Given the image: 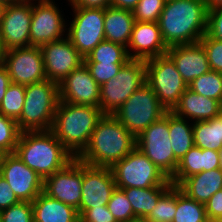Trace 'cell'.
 Listing matches in <instances>:
<instances>
[{
	"label": "cell",
	"mask_w": 222,
	"mask_h": 222,
	"mask_svg": "<svg viewBox=\"0 0 222 222\" xmlns=\"http://www.w3.org/2000/svg\"><path fill=\"white\" fill-rule=\"evenodd\" d=\"M208 9L204 0L166 1L158 24L167 47L194 44L207 32Z\"/></svg>",
	"instance_id": "6da1fadb"
},
{
	"label": "cell",
	"mask_w": 222,
	"mask_h": 222,
	"mask_svg": "<svg viewBox=\"0 0 222 222\" xmlns=\"http://www.w3.org/2000/svg\"><path fill=\"white\" fill-rule=\"evenodd\" d=\"M135 147L136 138L114 115L104 114L77 159L91 166L111 167Z\"/></svg>",
	"instance_id": "7a4b0ae2"
},
{
	"label": "cell",
	"mask_w": 222,
	"mask_h": 222,
	"mask_svg": "<svg viewBox=\"0 0 222 222\" xmlns=\"http://www.w3.org/2000/svg\"><path fill=\"white\" fill-rule=\"evenodd\" d=\"M103 115L99 107L59 101L50 131L77 158Z\"/></svg>",
	"instance_id": "3957f363"
},
{
	"label": "cell",
	"mask_w": 222,
	"mask_h": 222,
	"mask_svg": "<svg viewBox=\"0 0 222 222\" xmlns=\"http://www.w3.org/2000/svg\"><path fill=\"white\" fill-rule=\"evenodd\" d=\"M14 153L43 179L75 159L50 130L21 132Z\"/></svg>",
	"instance_id": "277c9868"
},
{
	"label": "cell",
	"mask_w": 222,
	"mask_h": 222,
	"mask_svg": "<svg viewBox=\"0 0 222 222\" xmlns=\"http://www.w3.org/2000/svg\"><path fill=\"white\" fill-rule=\"evenodd\" d=\"M59 101V84L53 81L26 85L23 109L17 120L19 130H51Z\"/></svg>",
	"instance_id": "5b68a950"
},
{
	"label": "cell",
	"mask_w": 222,
	"mask_h": 222,
	"mask_svg": "<svg viewBox=\"0 0 222 222\" xmlns=\"http://www.w3.org/2000/svg\"><path fill=\"white\" fill-rule=\"evenodd\" d=\"M118 188L172 186L170 179L137 147L110 167Z\"/></svg>",
	"instance_id": "8992f818"
},
{
	"label": "cell",
	"mask_w": 222,
	"mask_h": 222,
	"mask_svg": "<svg viewBox=\"0 0 222 222\" xmlns=\"http://www.w3.org/2000/svg\"><path fill=\"white\" fill-rule=\"evenodd\" d=\"M166 112L154 91L145 83L113 115L136 138Z\"/></svg>",
	"instance_id": "52a82bcc"
},
{
	"label": "cell",
	"mask_w": 222,
	"mask_h": 222,
	"mask_svg": "<svg viewBox=\"0 0 222 222\" xmlns=\"http://www.w3.org/2000/svg\"><path fill=\"white\" fill-rule=\"evenodd\" d=\"M145 83V60L130 59L115 77L100 85L99 108L104 114L113 115Z\"/></svg>",
	"instance_id": "ba28073f"
},
{
	"label": "cell",
	"mask_w": 222,
	"mask_h": 222,
	"mask_svg": "<svg viewBox=\"0 0 222 222\" xmlns=\"http://www.w3.org/2000/svg\"><path fill=\"white\" fill-rule=\"evenodd\" d=\"M145 63L146 83L154 91L160 104L167 111H172L188 88L187 84L167 54L148 59Z\"/></svg>",
	"instance_id": "9c48e42d"
},
{
	"label": "cell",
	"mask_w": 222,
	"mask_h": 222,
	"mask_svg": "<svg viewBox=\"0 0 222 222\" xmlns=\"http://www.w3.org/2000/svg\"><path fill=\"white\" fill-rule=\"evenodd\" d=\"M139 148L169 179L174 176L178 160L169 137V111L136 137Z\"/></svg>",
	"instance_id": "30bf717a"
},
{
	"label": "cell",
	"mask_w": 222,
	"mask_h": 222,
	"mask_svg": "<svg viewBox=\"0 0 222 222\" xmlns=\"http://www.w3.org/2000/svg\"><path fill=\"white\" fill-rule=\"evenodd\" d=\"M74 19L67 24V38L85 58L100 42L105 40V9L71 7ZM70 25V26H69Z\"/></svg>",
	"instance_id": "8fae6325"
},
{
	"label": "cell",
	"mask_w": 222,
	"mask_h": 222,
	"mask_svg": "<svg viewBox=\"0 0 222 222\" xmlns=\"http://www.w3.org/2000/svg\"><path fill=\"white\" fill-rule=\"evenodd\" d=\"M53 1L32 0L30 46L41 47L49 42L67 37V34H65V31H67L66 21L63 19L62 11Z\"/></svg>",
	"instance_id": "7c38bea8"
},
{
	"label": "cell",
	"mask_w": 222,
	"mask_h": 222,
	"mask_svg": "<svg viewBox=\"0 0 222 222\" xmlns=\"http://www.w3.org/2000/svg\"><path fill=\"white\" fill-rule=\"evenodd\" d=\"M0 175L6 179L20 201L32 202L43 192L44 179L28 167L15 153L2 154Z\"/></svg>",
	"instance_id": "4fadbf2b"
},
{
	"label": "cell",
	"mask_w": 222,
	"mask_h": 222,
	"mask_svg": "<svg viewBox=\"0 0 222 222\" xmlns=\"http://www.w3.org/2000/svg\"><path fill=\"white\" fill-rule=\"evenodd\" d=\"M32 0L7 4L1 23L0 38L6 50L30 46Z\"/></svg>",
	"instance_id": "5bb4252c"
},
{
	"label": "cell",
	"mask_w": 222,
	"mask_h": 222,
	"mask_svg": "<svg viewBox=\"0 0 222 222\" xmlns=\"http://www.w3.org/2000/svg\"><path fill=\"white\" fill-rule=\"evenodd\" d=\"M4 67L14 84L26 86L47 79L42 52L38 46L7 50Z\"/></svg>",
	"instance_id": "9a60e30c"
},
{
	"label": "cell",
	"mask_w": 222,
	"mask_h": 222,
	"mask_svg": "<svg viewBox=\"0 0 222 222\" xmlns=\"http://www.w3.org/2000/svg\"><path fill=\"white\" fill-rule=\"evenodd\" d=\"M116 187L110 167L91 166L82 162V192L78 210L107 205Z\"/></svg>",
	"instance_id": "2e32d148"
},
{
	"label": "cell",
	"mask_w": 222,
	"mask_h": 222,
	"mask_svg": "<svg viewBox=\"0 0 222 222\" xmlns=\"http://www.w3.org/2000/svg\"><path fill=\"white\" fill-rule=\"evenodd\" d=\"M48 80L60 84L74 69L84 63V57L64 39L49 42L40 47Z\"/></svg>",
	"instance_id": "e0dca14e"
},
{
	"label": "cell",
	"mask_w": 222,
	"mask_h": 222,
	"mask_svg": "<svg viewBox=\"0 0 222 222\" xmlns=\"http://www.w3.org/2000/svg\"><path fill=\"white\" fill-rule=\"evenodd\" d=\"M43 192L78 210L82 192V162L75 158L62 170L46 177Z\"/></svg>",
	"instance_id": "ac0fdd59"
},
{
	"label": "cell",
	"mask_w": 222,
	"mask_h": 222,
	"mask_svg": "<svg viewBox=\"0 0 222 222\" xmlns=\"http://www.w3.org/2000/svg\"><path fill=\"white\" fill-rule=\"evenodd\" d=\"M59 100L99 107L100 85L93 79L85 63L74 69L59 84Z\"/></svg>",
	"instance_id": "d6986e66"
},
{
	"label": "cell",
	"mask_w": 222,
	"mask_h": 222,
	"mask_svg": "<svg viewBox=\"0 0 222 222\" xmlns=\"http://www.w3.org/2000/svg\"><path fill=\"white\" fill-rule=\"evenodd\" d=\"M167 50L158 22L135 21L127 46L130 59L146 61L166 54Z\"/></svg>",
	"instance_id": "ffe728a7"
},
{
	"label": "cell",
	"mask_w": 222,
	"mask_h": 222,
	"mask_svg": "<svg viewBox=\"0 0 222 222\" xmlns=\"http://www.w3.org/2000/svg\"><path fill=\"white\" fill-rule=\"evenodd\" d=\"M166 54L174 62L187 86L194 79L211 70L206 52L199 42L170 46Z\"/></svg>",
	"instance_id": "44dd1931"
},
{
	"label": "cell",
	"mask_w": 222,
	"mask_h": 222,
	"mask_svg": "<svg viewBox=\"0 0 222 222\" xmlns=\"http://www.w3.org/2000/svg\"><path fill=\"white\" fill-rule=\"evenodd\" d=\"M222 104L214 99L207 98L187 88L180 97L178 104L172 112L181 118L193 122L206 121L217 118L221 112Z\"/></svg>",
	"instance_id": "7402d4cb"
},
{
	"label": "cell",
	"mask_w": 222,
	"mask_h": 222,
	"mask_svg": "<svg viewBox=\"0 0 222 222\" xmlns=\"http://www.w3.org/2000/svg\"><path fill=\"white\" fill-rule=\"evenodd\" d=\"M178 187L191 199L205 204L211 196L222 189V168L186 177Z\"/></svg>",
	"instance_id": "603a6c76"
},
{
	"label": "cell",
	"mask_w": 222,
	"mask_h": 222,
	"mask_svg": "<svg viewBox=\"0 0 222 222\" xmlns=\"http://www.w3.org/2000/svg\"><path fill=\"white\" fill-rule=\"evenodd\" d=\"M34 222H79L77 209L41 192L33 201Z\"/></svg>",
	"instance_id": "cb8c5ba5"
},
{
	"label": "cell",
	"mask_w": 222,
	"mask_h": 222,
	"mask_svg": "<svg viewBox=\"0 0 222 222\" xmlns=\"http://www.w3.org/2000/svg\"><path fill=\"white\" fill-rule=\"evenodd\" d=\"M135 18L132 11L114 7L105 8V40L128 46Z\"/></svg>",
	"instance_id": "d4e9b609"
},
{
	"label": "cell",
	"mask_w": 222,
	"mask_h": 222,
	"mask_svg": "<svg viewBox=\"0 0 222 222\" xmlns=\"http://www.w3.org/2000/svg\"><path fill=\"white\" fill-rule=\"evenodd\" d=\"M171 186H156L151 188H121L131 203L136 218H146L159 201L160 197Z\"/></svg>",
	"instance_id": "484cf974"
},
{
	"label": "cell",
	"mask_w": 222,
	"mask_h": 222,
	"mask_svg": "<svg viewBox=\"0 0 222 222\" xmlns=\"http://www.w3.org/2000/svg\"><path fill=\"white\" fill-rule=\"evenodd\" d=\"M169 137L175 158L179 161L193 146V124L169 111Z\"/></svg>",
	"instance_id": "4316f807"
},
{
	"label": "cell",
	"mask_w": 222,
	"mask_h": 222,
	"mask_svg": "<svg viewBox=\"0 0 222 222\" xmlns=\"http://www.w3.org/2000/svg\"><path fill=\"white\" fill-rule=\"evenodd\" d=\"M193 123L194 145L201 149L220 151L222 138L220 132V114L217 118Z\"/></svg>",
	"instance_id": "83f0119b"
},
{
	"label": "cell",
	"mask_w": 222,
	"mask_h": 222,
	"mask_svg": "<svg viewBox=\"0 0 222 222\" xmlns=\"http://www.w3.org/2000/svg\"><path fill=\"white\" fill-rule=\"evenodd\" d=\"M129 60L127 47L104 40L84 58V63L126 64Z\"/></svg>",
	"instance_id": "f1b7e54d"
},
{
	"label": "cell",
	"mask_w": 222,
	"mask_h": 222,
	"mask_svg": "<svg viewBox=\"0 0 222 222\" xmlns=\"http://www.w3.org/2000/svg\"><path fill=\"white\" fill-rule=\"evenodd\" d=\"M173 222H209L205 204L191 199L176 186V212Z\"/></svg>",
	"instance_id": "f546056e"
},
{
	"label": "cell",
	"mask_w": 222,
	"mask_h": 222,
	"mask_svg": "<svg viewBox=\"0 0 222 222\" xmlns=\"http://www.w3.org/2000/svg\"><path fill=\"white\" fill-rule=\"evenodd\" d=\"M193 92L222 104V74L213 70L197 77L188 86Z\"/></svg>",
	"instance_id": "4dcf8cb0"
},
{
	"label": "cell",
	"mask_w": 222,
	"mask_h": 222,
	"mask_svg": "<svg viewBox=\"0 0 222 222\" xmlns=\"http://www.w3.org/2000/svg\"><path fill=\"white\" fill-rule=\"evenodd\" d=\"M202 172V149L193 146L178 162L174 176L170 179L178 186L186 177Z\"/></svg>",
	"instance_id": "1f68e13d"
},
{
	"label": "cell",
	"mask_w": 222,
	"mask_h": 222,
	"mask_svg": "<svg viewBox=\"0 0 222 222\" xmlns=\"http://www.w3.org/2000/svg\"><path fill=\"white\" fill-rule=\"evenodd\" d=\"M24 99L25 85L11 83L0 104V113L17 121L21 116Z\"/></svg>",
	"instance_id": "d6a6232c"
},
{
	"label": "cell",
	"mask_w": 222,
	"mask_h": 222,
	"mask_svg": "<svg viewBox=\"0 0 222 222\" xmlns=\"http://www.w3.org/2000/svg\"><path fill=\"white\" fill-rule=\"evenodd\" d=\"M176 212V185H172L159 199L146 219L150 222H173Z\"/></svg>",
	"instance_id": "836d02e7"
},
{
	"label": "cell",
	"mask_w": 222,
	"mask_h": 222,
	"mask_svg": "<svg viewBox=\"0 0 222 222\" xmlns=\"http://www.w3.org/2000/svg\"><path fill=\"white\" fill-rule=\"evenodd\" d=\"M21 131L17 121L0 113V152L14 153Z\"/></svg>",
	"instance_id": "e575fe53"
},
{
	"label": "cell",
	"mask_w": 222,
	"mask_h": 222,
	"mask_svg": "<svg viewBox=\"0 0 222 222\" xmlns=\"http://www.w3.org/2000/svg\"><path fill=\"white\" fill-rule=\"evenodd\" d=\"M107 208L113 214L117 222H128L135 219L131 203L123 189L116 187L112 197L107 203Z\"/></svg>",
	"instance_id": "d590c367"
},
{
	"label": "cell",
	"mask_w": 222,
	"mask_h": 222,
	"mask_svg": "<svg viewBox=\"0 0 222 222\" xmlns=\"http://www.w3.org/2000/svg\"><path fill=\"white\" fill-rule=\"evenodd\" d=\"M166 0H139L132 10L135 21L158 22Z\"/></svg>",
	"instance_id": "8d00e7d4"
},
{
	"label": "cell",
	"mask_w": 222,
	"mask_h": 222,
	"mask_svg": "<svg viewBox=\"0 0 222 222\" xmlns=\"http://www.w3.org/2000/svg\"><path fill=\"white\" fill-rule=\"evenodd\" d=\"M0 222H34L32 202L20 201L0 211Z\"/></svg>",
	"instance_id": "74e56055"
},
{
	"label": "cell",
	"mask_w": 222,
	"mask_h": 222,
	"mask_svg": "<svg viewBox=\"0 0 222 222\" xmlns=\"http://www.w3.org/2000/svg\"><path fill=\"white\" fill-rule=\"evenodd\" d=\"M199 43L206 52L210 69L222 74V41L205 34Z\"/></svg>",
	"instance_id": "f35d334b"
},
{
	"label": "cell",
	"mask_w": 222,
	"mask_h": 222,
	"mask_svg": "<svg viewBox=\"0 0 222 222\" xmlns=\"http://www.w3.org/2000/svg\"><path fill=\"white\" fill-rule=\"evenodd\" d=\"M89 69L93 79L99 84L109 81L115 77L121 67L125 64H112V63H85Z\"/></svg>",
	"instance_id": "ab89813d"
},
{
	"label": "cell",
	"mask_w": 222,
	"mask_h": 222,
	"mask_svg": "<svg viewBox=\"0 0 222 222\" xmlns=\"http://www.w3.org/2000/svg\"><path fill=\"white\" fill-rule=\"evenodd\" d=\"M77 211L79 214V222H117L113 214L107 208V205Z\"/></svg>",
	"instance_id": "60d3db41"
},
{
	"label": "cell",
	"mask_w": 222,
	"mask_h": 222,
	"mask_svg": "<svg viewBox=\"0 0 222 222\" xmlns=\"http://www.w3.org/2000/svg\"><path fill=\"white\" fill-rule=\"evenodd\" d=\"M206 34L222 41V7L208 10Z\"/></svg>",
	"instance_id": "b9f144b4"
},
{
	"label": "cell",
	"mask_w": 222,
	"mask_h": 222,
	"mask_svg": "<svg viewBox=\"0 0 222 222\" xmlns=\"http://www.w3.org/2000/svg\"><path fill=\"white\" fill-rule=\"evenodd\" d=\"M20 200L10 188L6 179L0 175V211L17 204Z\"/></svg>",
	"instance_id": "7bdbcfd3"
},
{
	"label": "cell",
	"mask_w": 222,
	"mask_h": 222,
	"mask_svg": "<svg viewBox=\"0 0 222 222\" xmlns=\"http://www.w3.org/2000/svg\"><path fill=\"white\" fill-rule=\"evenodd\" d=\"M205 210L209 222H214L220 215H222V189L218 190L205 203Z\"/></svg>",
	"instance_id": "ee69618b"
},
{
	"label": "cell",
	"mask_w": 222,
	"mask_h": 222,
	"mask_svg": "<svg viewBox=\"0 0 222 222\" xmlns=\"http://www.w3.org/2000/svg\"><path fill=\"white\" fill-rule=\"evenodd\" d=\"M221 168L219 151L202 149V172Z\"/></svg>",
	"instance_id": "f6af8a7d"
},
{
	"label": "cell",
	"mask_w": 222,
	"mask_h": 222,
	"mask_svg": "<svg viewBox=\"0 0 222 222\" xmlns=\"http://www.w3.org/2000/svg\"><path fill=\"white\" fill-rule=\"evenodd\" d=\"M72 7L100 8L105 9L110 6L111 0H68Z\"/></svg>",
	"instance_id": "bcb514c9"
},
{
	"label": "cell",
	"mask_w": 222,
	"mask_h": 222,
	"mask_svg": "<svg viewBox=\"0 0 222 222\" xmlns=\"http://www.w3.org/2000/svg\"><path fill=\"white\" fill-rule=\"evenodd\" d=\"M10 84L11 80L7 69L5 67L0 68V104Z\"/></svg>",
	"instance_id": "7dc6e473"
},
{
	"label": "cell",
	"mask_w": 222,
	"mask_h": 222,
	"mask_svg": "<svg viewBox=\"0 0 222 222\" xmlns=\"http://www.w3.org/2000/svg\"><path fill=\"white\" fill-rule=\"evenodd\" d=\"M139 0H111V7L119 8V9H127L132 11Z\"/></svg>",
	"instance_id": "c3c4849f"
},
{
	"label": "cell",
	"mask_w": 222,
	"mask_h": 222,
	"mask_svg": "<svg viewBox=\"0 0 222 222\" xmlns=\"http://www.w3.org/2000/svg\"><path fill=\"white\" fill-rule=\"evenodd\" d=\"M208 10H214L222 7V0H204Z\"/></svg>",
	"instance_id": "681fc988"
},
{
	"label": "cell",
	"mask_w": 222,
	"mask_h": 222,
	"mask_svg": "<svg viewBox=\"0 0 222 222\" xmlns=\"http://www.w3.org/2000/svg\"><path fill=\"white\" fill-rule=\"evenodd\" d=\"M6 48L3 44V41L0 38V68L5 66V55H6Z\"/></svg>",
	"instance_id": "f907efd6"
},
{
	"label": "cell",
	"mask_w": 222,
	"mask_h": 222,
	"mask_svg": "<svg viewBox=\"0 0 222 222\" xmlns=\"http://www.w3.org/2000/svg\"><path fill=\"white\" fill-rule=\"evenodd\" d=\"M6 6L7 4L0 1V23H1Z\"/></svg>",
	"instance_id": "816d5d0a"
},
{
	"label": "cell",
	"mask_w": 222,
	"mask_h": 222,
	"mask_svg": "<svg viewBox=\"0 0 222 222\" xmlns=\"http://www.w3.org/2000/svg\"><path fill=\"white\" fill-rule=\"evenodd\" d=\"M128 222H150V221H148L146 218H135Z\"/></svg>",
	"instance_id": "f5cc1de1"
},
{
	"label": "cell",
	"mask_w": 222,
	"mask_h": 222,
	"mask_svg": "<svg viewBox=\"0 0 222 222\" xmlns=\"http://www.w3.org/2000/svg\"><path fill=\"white\" fill-rule=\"evenodd\" d=\"M220 132H221V138H222V109L220 112Z\"/></svg>",
	"instance_id": "db71d44e"
},
{
	"label": "cell",
	"mask_w": 222,
	"mask_h": 222,
	"mask_svg": "<svg viewBox=\"0 0 222 222\" xmlns=\"http://www.w3.org/2000/svg\"><path fill=\"white\" fill-rule=\"evenodd\" d=\"M1 2L5 3V4H10V3H13L17 0H0Z\"/></svg>",
	"instance_id": "11a10c76"
},
{
	"label": "cell",
	"mask_w": 222,
	"mask_h": 222,
	"mask_svg": "<svg viewBox=\"0 0 222 222\" xmlns=\"http://www.w3.org/2000/svg\"><path fill=\"white\" fill-rule=\"evenodd\" d=\"M219 155H220V162H221V168H222V148L219 151Z\"/></svg>",
	"instance_id": "9f6ffc18"
},
{
	"label": "cell",
	"mask_w": 222,
	"mask_h": 222,
	"mask_svg": "<svg viewBox=\"0 0 222 222\" xmlns=\"http://www.w3.org/2000/svg\"><path fill=\"white\" fill-rule=\"evenodd\" d=\"M214 222H222V215H220Z\"/></svg>",
	"instance_id": "6f0895ef"
}]
</instances>
